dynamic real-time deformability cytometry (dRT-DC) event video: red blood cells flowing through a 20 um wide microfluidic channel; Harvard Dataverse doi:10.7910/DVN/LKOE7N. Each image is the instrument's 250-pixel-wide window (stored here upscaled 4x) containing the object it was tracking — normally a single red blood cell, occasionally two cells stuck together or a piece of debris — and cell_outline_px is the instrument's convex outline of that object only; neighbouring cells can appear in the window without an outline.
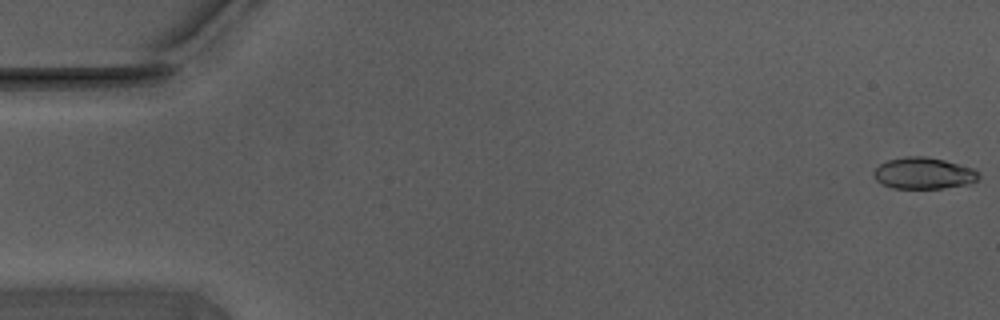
{"species": "Egyptian fruit bat (a non-hibernating species)", "species_latin": "Rousettus aegyptiacus", "temperature_condition": "warm", "stored_images_in_passage": 10, "camera_frame_rate_fps": 3000, "um_per_image_px": 0.085, "animal": {"sex": "male"}, "frame": {"image": 1, "passage_image": 1, "time_ms": 0.0, "image_size_px": [1000, 320], "cell_outline_px": [[980, 176], [972, 184], [944, 188], [892, 188], [880, 184], [872, 176], [872, 172], [880, 164], [888, 160], [904, 156], [924, 156], [944, 160], [972, 168]], "centroid_in_image_um": [78.47, 14.73], "position_along_channel_um": 6.5, "area_um2": 19.36}}